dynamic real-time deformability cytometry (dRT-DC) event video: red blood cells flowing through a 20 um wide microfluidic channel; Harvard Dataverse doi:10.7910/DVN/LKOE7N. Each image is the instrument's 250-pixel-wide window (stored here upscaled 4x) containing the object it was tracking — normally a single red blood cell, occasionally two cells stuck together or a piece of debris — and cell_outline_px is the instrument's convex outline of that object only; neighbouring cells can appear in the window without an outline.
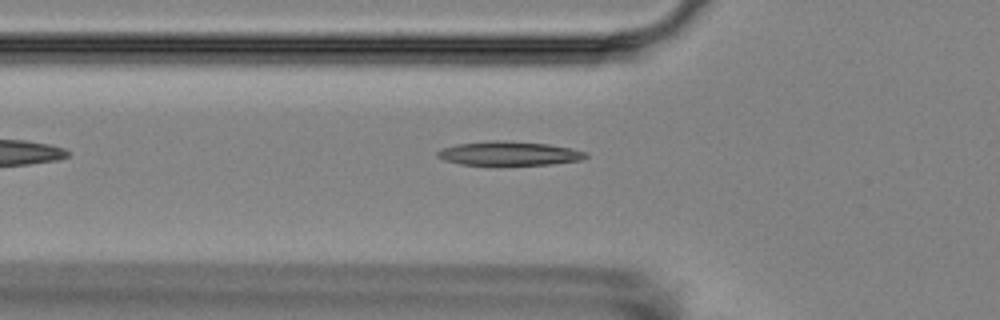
{"species": "Egyptian fruit bat (a non-hibernating species)", "species_latin": "Rousettus aegyptiacus", "temperature_condition": "room temperature", "stored_images_in_passage": 4, "camera_frame_rate_fps": 3000, "um_per_image_px": 0.085, "animal": {"sex": "female"}, "frame": {"image": 1, "passage_image": 4, "time_ms": 3.667, "image_size_px": [1000, 320], "cell_outline_px": [[588, 156], [580, 160], [552, 164], [492, 168], [460, 164], [444, 160], [436, 156], [436, 152], [444, 148], [456, 144], [496, 140], [548, 144], [588, 152]], "centroid_in_image_um": [43.22, 13.1], "position_along_channel_um": 82.6, "area_um2": 21.62}}